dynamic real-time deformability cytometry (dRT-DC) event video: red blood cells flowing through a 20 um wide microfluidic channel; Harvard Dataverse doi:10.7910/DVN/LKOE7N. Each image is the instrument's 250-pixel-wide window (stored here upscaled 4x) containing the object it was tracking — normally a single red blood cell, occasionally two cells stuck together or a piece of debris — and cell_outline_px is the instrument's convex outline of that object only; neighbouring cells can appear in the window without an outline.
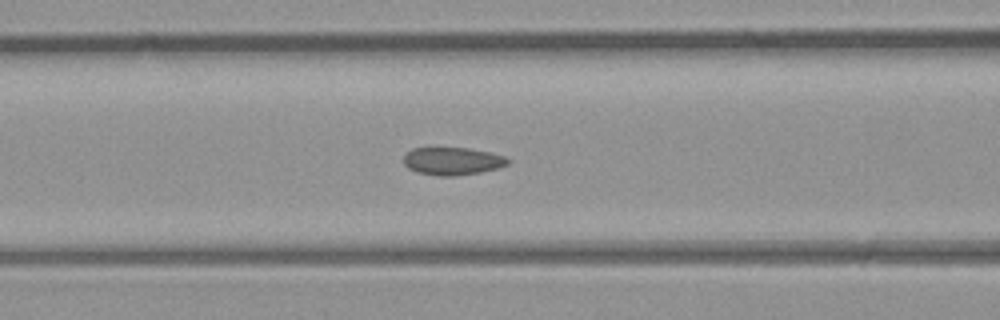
{"species": "common noctule bat (a hibernating species)", "species_latin": "Nyctalus noctula", "temperature_condition": "room temperature", "stored_images_in_passage": 27, "camera_frame_rate_fps": 3000, "um_per_image_px": 0.085, "animal": {"sex": "male", "body_mass_g": 23.1, "forearm_length_mm": 52.7}, "frame": {"image": 1, "passage_image": 6, "time_ms": 1.667, "image_size_px": [1000, 320], "cell_outline_px": [[512, 160], [508, 164], [500, 168], [480, 172], [452, 176], [440, 176], [416, 172], [408, 168], [404, 164], [404, 152], [412, 148], [428, 144], [468, 148], [492, 152], [504, 156]], "centroid_in_image_um": [38.41, 13.63], "position_along_channel_um": 128.2, "area_um2": 17.86}}
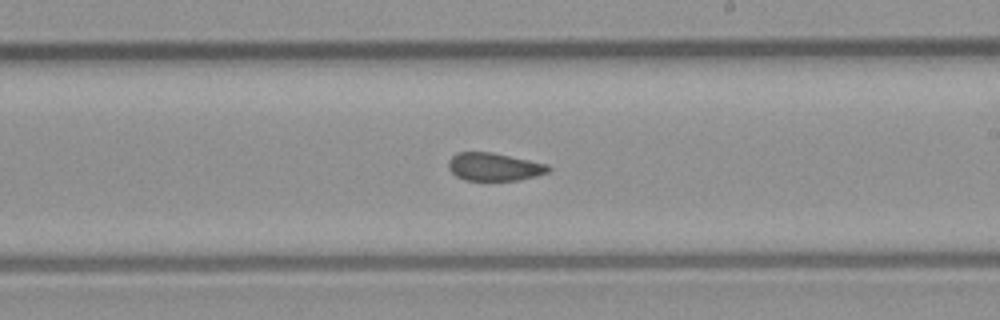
{"frame": {"image": 2, "passage_image": 14, "time_ms": 4.333, "image_size_px": [1000, 320], "cell_outline_px": [[552, 168], [548, 172], [536, 176], [520, 180], [464, 180], [456, 176], [448, 168], [448, 160], [456, 152], [492, 152], [548, 164]], "centroid_in_image_um": [42.0, 14.18], "position_along_channel_um": 247.0, "area_um2": 16.36}}
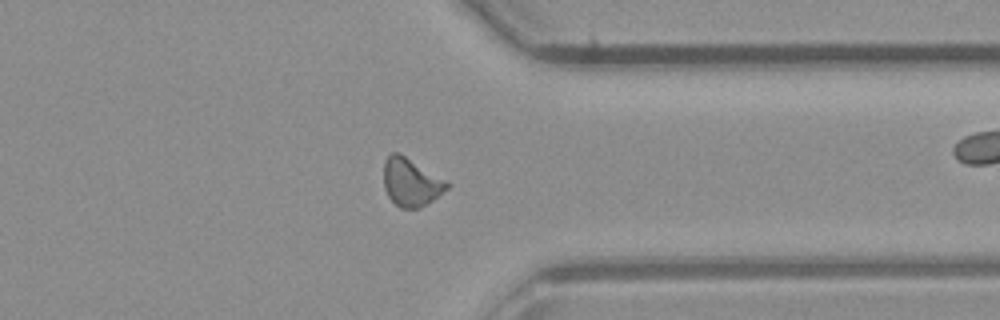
{"frame": {"image": 3, "passage_image": 23, "time_ms": 7.333, "image_size_px": [1000, 320], "cell_outline_px": [[448, 188], [432, 200], [420, 208], [400, 208], [388, 196], [384, 188], [384, 160], [392, 152], [400, 152], [448, 180]], "centroid_in_image_um": [34.93, 15.46], "position_along_channel_um": 376.5, "area_um2": 17.86}, "authors_computed_cell_mechanics": {"area_um2": 16.8776, "velocity_mm_per_s": 4.4499, "shape_relaxation_time_tau1_ms": null, "shape_relaxation_time_tau2_ms": 2.0585, "deformation_change_tau1": null, "deformation_change_tau2": 0.0534}}